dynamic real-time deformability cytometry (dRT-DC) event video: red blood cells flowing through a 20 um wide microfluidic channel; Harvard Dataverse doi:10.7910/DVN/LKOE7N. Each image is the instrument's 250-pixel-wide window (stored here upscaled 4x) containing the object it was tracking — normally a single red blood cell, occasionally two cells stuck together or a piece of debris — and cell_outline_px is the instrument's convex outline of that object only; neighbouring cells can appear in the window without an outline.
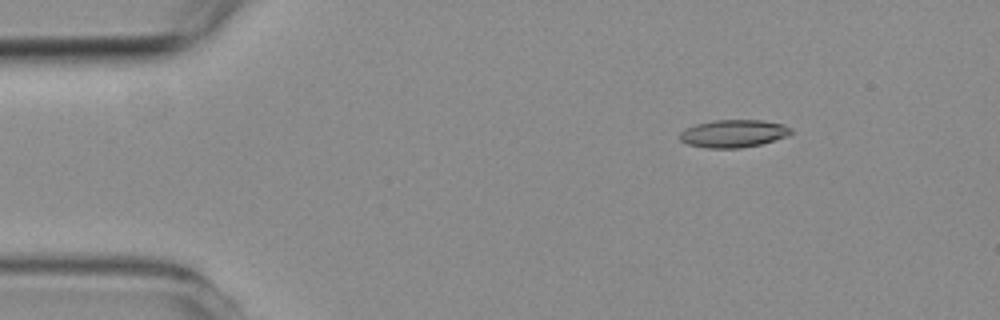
{"species": "common noctule bat (a hibernating species)", "species_latin": "Nyctalus noctula", "temperature_condition": "room temperature", "stored_images_in_passage": 2, "camera_frame_rate_fps": 3000, "um_per_image_px": 0.085, "animal": {"sex": "female", "body_mass_g": 19.3, "forearm_length_mm": 54.1}, "frame": {"image": 1, "passage_image": 2, "time_ms": 1.0, "image_size_px": [1000, 320], "cell_outline_px": [[792, 132], [788, 136], [760, 144], [740, 148], [708, 148], [688, 144], [680, 140], [680, 132], [684, 128], [696, 124], [716, 120], [764, 120], [784, 124], [792, 128]], "centroid_in_image_um": [62.36, 11.34], "position_along_channel_um": 22.6, "area_um2": 17.98}}